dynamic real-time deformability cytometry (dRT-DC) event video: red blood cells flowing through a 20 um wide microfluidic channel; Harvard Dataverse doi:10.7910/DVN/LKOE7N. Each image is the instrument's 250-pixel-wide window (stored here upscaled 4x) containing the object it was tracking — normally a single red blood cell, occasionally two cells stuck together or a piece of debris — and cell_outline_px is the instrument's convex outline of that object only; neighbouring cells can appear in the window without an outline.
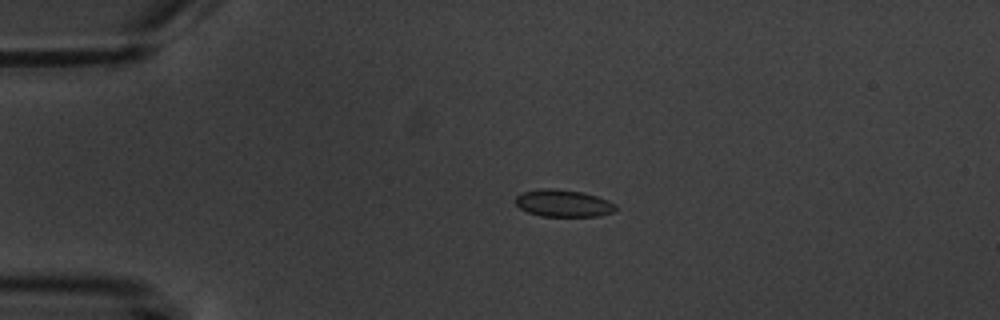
{"species": "common noctule bat (a hibernating species)", "species_latin": "Nyctalus noctula", "temperature_condition": "warm", "stored_images_in_passage": 4, "camera_frame_rate_fps": 3000, "um_per_image_px": 0.085, "animal": {"sex": "male", "body_mass_g": 20.1, "forearm_length_mm": 53.5}, "frame": {"image": 1, "passage_image": 3, "time_ms": 2.333, "image_size_px": [1000, 320], "cell_outline_px": [[616, 208], [612, 212], [600, 216], [540, 216], [528, 212], [520, 208], [516, 204], [516, 196], [524, 192], [540, 188], [552, 188], [584, 192], [608, 200], [616, 204]], "centroid_in_image_um": [47.89, 17.27], "position_along_channel_um": 37.1, "area_um2": 15.84}}